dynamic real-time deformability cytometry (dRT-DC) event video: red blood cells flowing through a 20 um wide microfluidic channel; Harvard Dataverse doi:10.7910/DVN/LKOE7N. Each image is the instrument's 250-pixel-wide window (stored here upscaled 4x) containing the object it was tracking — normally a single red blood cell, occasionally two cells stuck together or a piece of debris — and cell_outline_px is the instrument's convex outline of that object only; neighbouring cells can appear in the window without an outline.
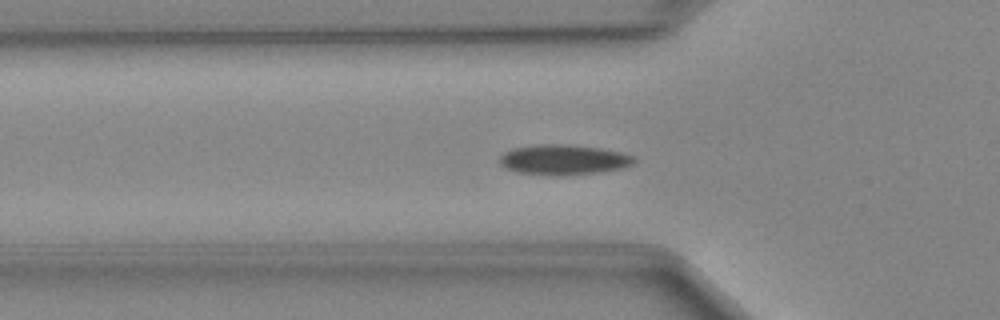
{"species": "Egyptian fruit bat (a non-hibernating species)", "species_latin": "Rousettus aegyptiacus", "temperature_condition": "cold", "stored_images_in_passage": 50, "camera_frame_rate_fps": 3000, "um_per_image_px": 0.085, "animal": {"sex": "female"}, "frame": {"image": 1, "passage_image": 16, "time_ms": 5.0, "image_size_px": [1000, 320], "cell_outline_px": [[636, 160], [632, 164], [624, 168], [600, 172], [560, 176], [556, 176], [516, 172], [504, 168], [500, 164], [500, 156], [504, 152], [512, 148], [536, 144], [568, 144], [600, 148], [620, 152], [636, 156]], "centroid_in_image_um": [47.9, 13.58], "position_along_channel_um": 77.9, "area_um2": 23.99}}
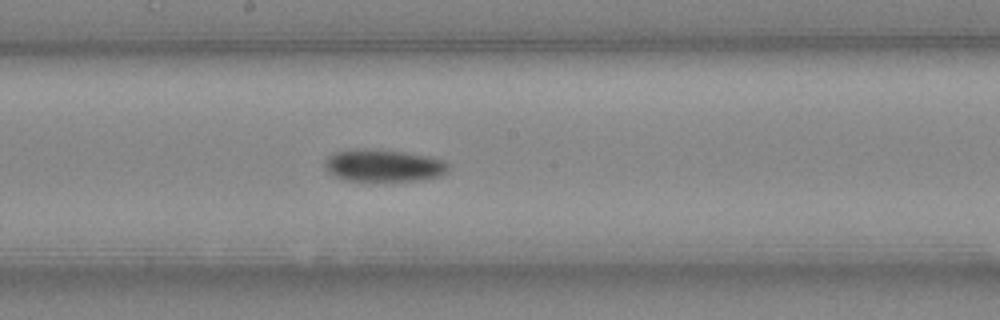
{"frame": {"image": 2, "passage_image": 26, "time_ms": 8.333, "image_size_px": [1000, 320], "cell_outline_px": [[452, 164], [448, 172], [444, 176], [420, 180], [344, 180], [332, 176], [324, 168], [324, 160], [328, 156], [336, 152], [356, 148], [376, 148], [432, 156], [444, 160]], "centroid_in_image_um": [32.65, 14.05], "position_along_channel_um": 215.6, "area_um2": 23.87}}
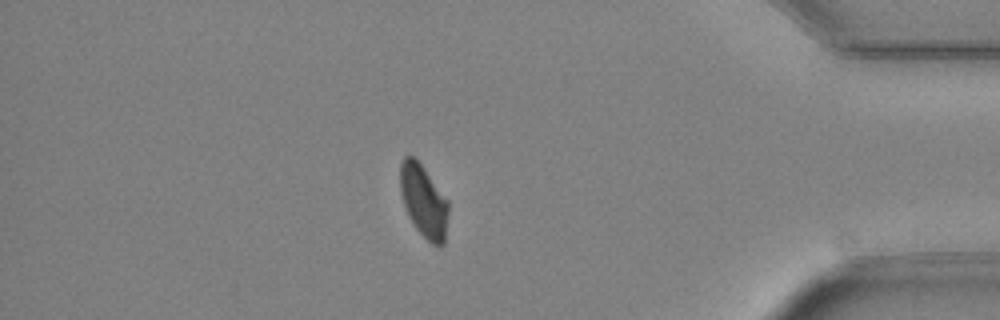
{"frame": {"image": 3, "passage_image": 42, "time_ms": 13.667, "image_size_px": [1000, 320], "cell_outline_px": [[448, 212], [444, 244], [440, 248], [432, 244], [416, 228], [408, 216], [400, 192], [400, 164], [404, 156], [412, 156], [420, 164], [448, 200]], "centroid_in_image_um": [36.01, 17.12], "position_along_channel_um": 399.2, "area_um2": 20.11}}